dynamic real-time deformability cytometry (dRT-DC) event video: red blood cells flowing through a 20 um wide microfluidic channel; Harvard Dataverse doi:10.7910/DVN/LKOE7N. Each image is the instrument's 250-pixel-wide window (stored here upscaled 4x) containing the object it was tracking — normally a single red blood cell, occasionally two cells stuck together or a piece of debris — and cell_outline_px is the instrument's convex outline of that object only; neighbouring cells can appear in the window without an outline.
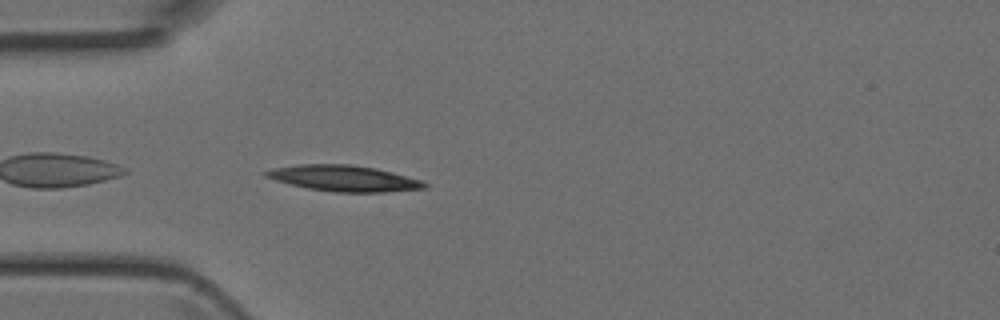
{"species": "Egyptian fruit bat (a non-hibernating species)", "species_latin": "Rousettus aegyptiacus", "temperature_condition": "room temperature", "stored_images_in_passage": 17, "camera_frame_rate_fps": 3000, "um_per_image_px": 0.085, "animal": {"sex": "female"}, "frame": {"image": 1, "passage_image": 2, "time_ms": 0.333, "image_size_px": [1000, 320], "cell_outline_px": [[428, 188], [384, 192], [336, 192], [308, 188], [288, 184], [264, 176], [260, 172], [272, 168], [300, 164], [352, 164], [376, 168], [424, 180], [428, 184]], "centroid_in_image_um": [29.24, 15.15], "position_along_channel_um": 55.8, "area_um2": 24.22}}
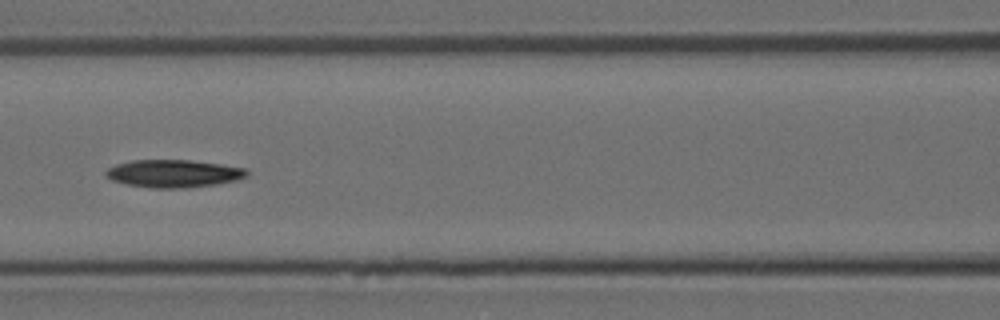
{"frame": {"image": 2, "passage_image": 9, "time_ms": 2.667, "image_size_px": [1000, 320], "cell_outline_px": [[248, 176], [236, 180], [216, 184], [184, 188], [152, 188], [128, 184], [112, 180], [104, 176], [104, 172], [108, 168], [116, 164], [132, 160], [188, 160], [220, 164], [248, 168]], "centroid_in_image_um": [14.75, 14.75], "position_along_channel_um": 151.8, "area_um2": 22.77}}
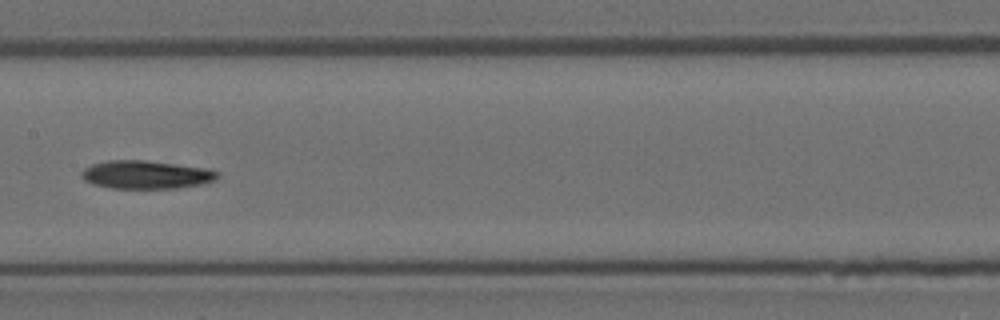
{"frame": {"image": 3, "passage_image": 12, "time_ms": 3.667, "image_size_px": [1000, 320], "cell_outline_px": [[220, 176], [216, 180], [204, 184], [176, 188], [112, 188], [92, 184], [84, 180], [80, 176], [80, 172], [84, 168], [92, 164], [108, 160], [148, 160], [212, 168], [220, 172]], "centroid_in_image_um": [12.48, 14.83], "position_along_channel_um": 194.9, "area_um2": 22.89}}